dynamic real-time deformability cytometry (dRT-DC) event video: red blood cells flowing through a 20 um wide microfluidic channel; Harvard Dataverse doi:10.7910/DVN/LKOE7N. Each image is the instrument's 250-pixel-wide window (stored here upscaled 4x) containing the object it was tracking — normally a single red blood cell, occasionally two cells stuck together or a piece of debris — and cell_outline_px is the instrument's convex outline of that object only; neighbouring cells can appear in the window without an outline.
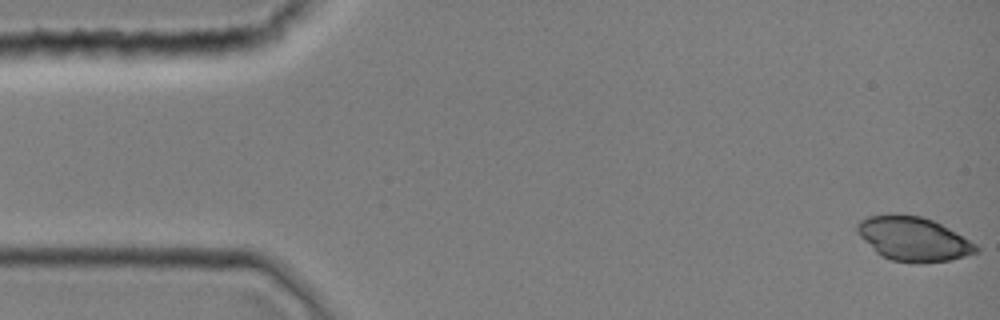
{"species": "common noctule bat (a hibernating species)", "species_latin": "Nyctalus noctula", "temperature_condition": "room temperature", "stored_images_in_passage": 43, "camera_frame_rate_fps": 3000, "um_per_image_px": 0.085, "animal": {"sex": "female", "body_mass_g": 19.0, "forearm_length_mm": 51.5}, "frame": {"image": 1, "passage_image": 1, "time_ms": 0.0, "image_size_px": [1000, 320], "cell_outline_px": [[980, 248], [976, 252], [964, 256], [948, 260], [892, 260], [876, 252], [856, 232], [856, 224], [860, 220], [868, 216], [888, 212], [896, 212], [920, 216], [932, 220], [956, 232], [976, 244]], "centroid_in_image_um": [77.57, 20.22], "position_along_channel_um": 7.4, "area_um2": 29.94}}
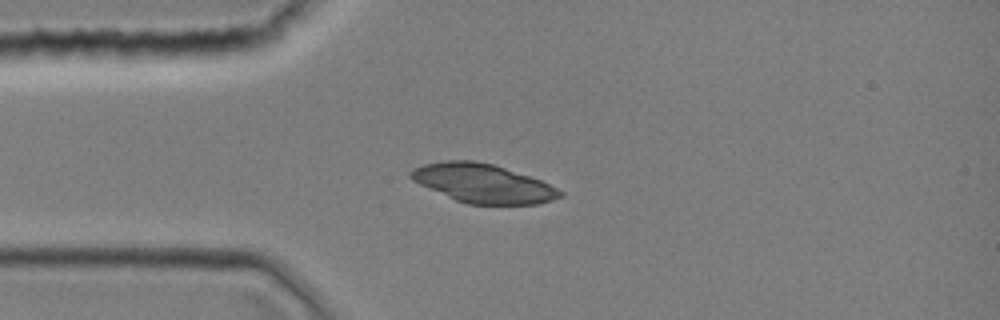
{"frame": {"image": 2, "passage_image": 11, "time_ms": 3.333, "image_size_px": [1000, 320], "cell_outline_px": [[564, 196], [552, 200], [536, 204], [468, 204], [456, 200], [420, 184], [412, 180], [408, 176], [408, 172], [412, 168], [424, 164], [444, 160], [472, 160], [492, 164], [540, 180], [564, 192]], "centroid_in_image_um": [41.02, 15.58], "position_along_channel_um": 44.0, "area_um2": 33.47}}